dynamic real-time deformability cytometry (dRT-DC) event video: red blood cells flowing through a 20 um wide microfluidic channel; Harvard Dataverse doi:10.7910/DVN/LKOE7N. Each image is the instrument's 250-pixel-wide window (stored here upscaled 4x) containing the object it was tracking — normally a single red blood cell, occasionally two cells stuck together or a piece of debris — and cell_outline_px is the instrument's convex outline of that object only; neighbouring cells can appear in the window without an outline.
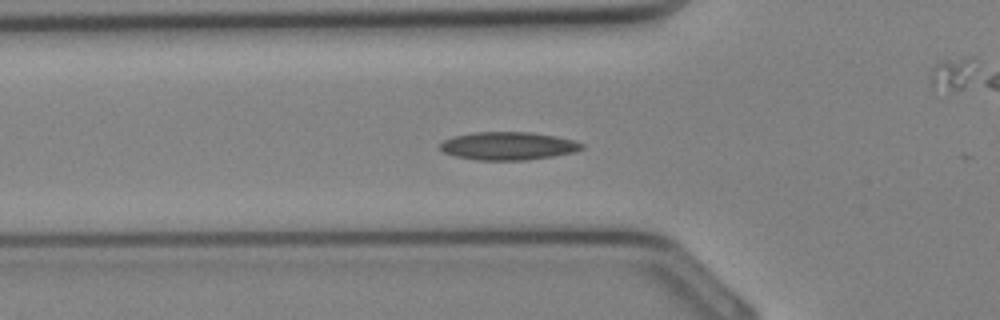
{"species": "Egyptian fruit bat (a non-hibernating species)", "species_latin": "Rousettus aegyptiacus", "temperature_condition": "cold", "stored_images_in_passage": 22, "camera_frame_rate_fps": 3000, "um_per_image_px": 0.085, "animal": {"sex": "female"}, "frame": {"image": 1, "passage_image": 2, "time_ms": 0.333, "image_size_px": [1000, 320], "cell_outline_px": [[584, 148], [572, 152], [552, 156], [524, 160], [480, 160], [456, 156], [444, 152], [440, 148], [440, 144], [444, 140], [452, 136], [476, 132], [528, 132], [556, 136], [572, 140], [584, 144]], "centroid_in_image_um": [43.18, 12.4], "position_along_channel_um": 82.6, "area_um2": 22.89}}
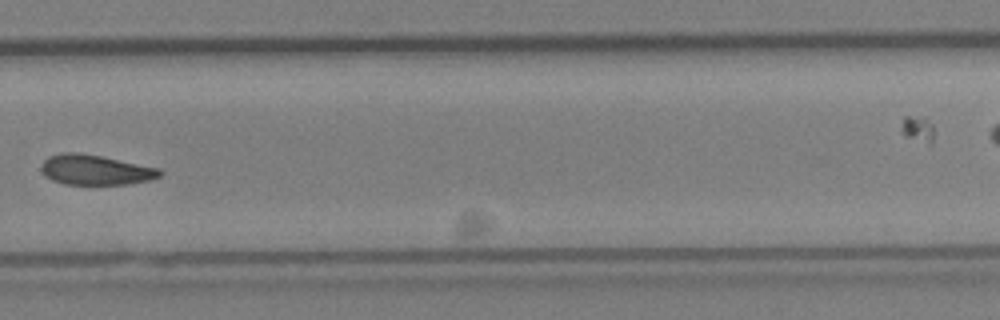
{"frame": {"image": 2, "passage_image": 14, "time_ms": 4.333, "image_size_px": [1000, 320], "cell_outline_px": [[164, 172], [160, 176], [152, 180], [128, 184], [64, 184], [52, 180], [40, 168], [40, 164], [48, 156], [64, 152], [76, 152], [100, 156], [160, 168]], "centroid_in_image_um": [8.14, 14.44], "position_along_channel_um": 321.7, "area_um2": 20.75}}
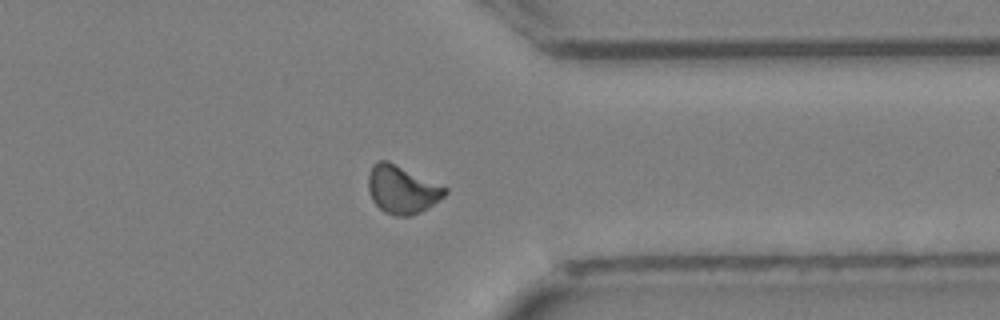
{"frame": {"image": 3, "passage_image": 17, "time_ms": 5.333, "image_size_px": [1000, 320], "cell_outline_px": [[448, 192], [444, 196], [428, 208], [420, 212], [408, 216], [396, 216], [384, 212], [372, 200], [368, 192], [368, 176], [372, 164], [376, 160], [388, 160], [448, 188]], "centroid_in_image_um": [34.15, 16.1], "position_along_channel_um": 377.2, "area_um2": 21.56}}